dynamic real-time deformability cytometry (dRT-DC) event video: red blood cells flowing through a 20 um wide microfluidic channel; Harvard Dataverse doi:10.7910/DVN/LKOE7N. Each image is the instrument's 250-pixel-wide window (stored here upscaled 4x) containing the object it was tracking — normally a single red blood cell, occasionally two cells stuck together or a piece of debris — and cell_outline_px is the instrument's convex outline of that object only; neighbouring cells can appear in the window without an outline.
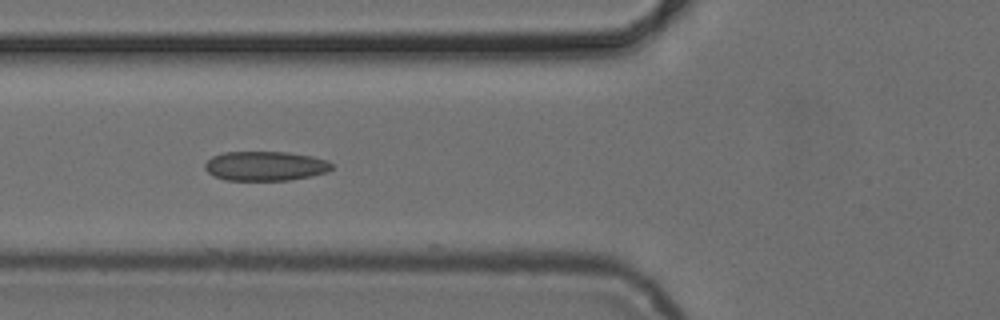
{"species": "common noctule bat (a hibernating species)", "species_latin": "Nyctalus noctula", "temperature_condition": "cold", "stored_images_in_passage": 6, "camera_frame_rate_fps": 3000, "um_per_image_px": 0.085, "animal": {"sex": "female", "body_mass_g": 24.6, "forearm_length_mm": 56.2}, "frame": {"image": 1, "passage_image": 4, "time_ms": 3.667, "image_size_px": [1000, 320], "cell_outline_px": [[332, 168], [328, 172], [312, 176], [288, 180], [224, 180], [212, 176], [204, 168], [204, 164], [212, 156], [224, 152], [288, 152], [312, 156], [328, 160], [332, 164]], "centroid_in_image_um": [22.55, 14.11], "position_along_channel_um": 103.3, "area_um2": 21.96}}
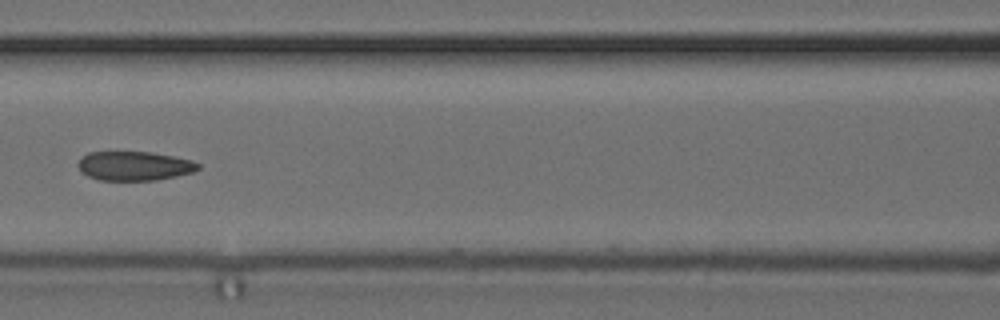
{"frame": {"image": 2, "passage_image": 5, "time_ms": 5.0, "image_size_px": [1000, 320], "cell_outline_px": [[200, 168], [192, 172], [176, 176], [156, 180], [100, 180], [88, 176], [80, 172], [76, 164], [88, 152], [152, 152], [192, 160], [200, 164]], "centroid_in_image_um": [11.4, 14.1], "position_along_channel_um": 155.2, "area_um2": 20.4}}
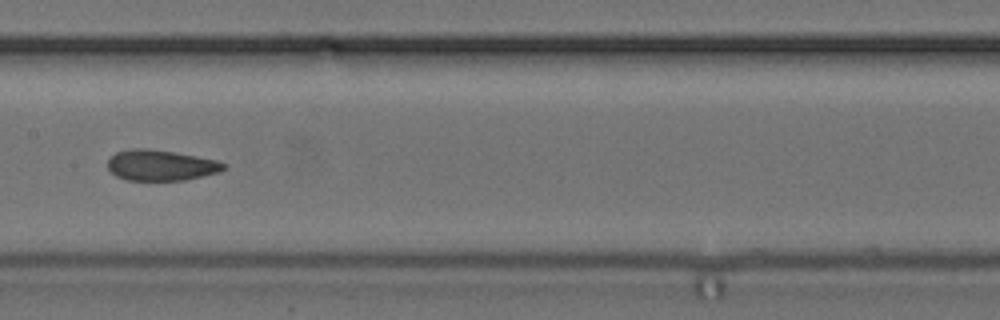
{"frame": {"image": 3, "passage_image": 6, "time_ms": 6.0, "image_size_px": [1000, 320], "cell_outline_px": [[228, 168], [220, 172], [184, 180], [128, 180], [116, 176], [108, 168], [108, 160], [116, 152], [132, 148], [148, 148], [196, 156], [216, 160], [228, 164]], "centroid_in_image_um": [13.7, 14.05], "position_along_channel_um": 193.7, "area_um2": 20.75}}